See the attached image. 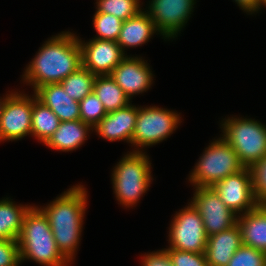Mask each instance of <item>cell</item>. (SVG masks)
<instances>
[{
	"instance_id": "6da1fadb",
	"label": "cell",
	"mask_w": 266,
	"mask_h": 266,
	"mask_svg": "<svg viewBox=\"0 0 266 266\" xmlns=\"http://www.w3.org/2000/svg\"><path fill=\"white\" fill-rule=\"evenodd\" d=\"M82 66L79 39L70 31L48 39L24 72L23 79L34 91L47 84L60 83Z\"/></svg>"
},
{
	"instance_id": "7a4b0ae2",
	"label": "cell",
	"mask_w": 266,
	"mask_h": 266,
	"mask_svg": "<svg viewBox=\"0 0 266 266\" xmlns=\"http://www.w3.org/2000/svg\"><path fill=\"white\" fill-rule=\"evenodd\" d=\"M87 191L76 185L41 208L46 215L58 250L69 261L74 259L82 232Z\"/></svg>"
},
{
	"instance_id": "3957f363",
	"label": "cell",
	"mask_w": 266,
	"mask_h": 266,
	"mask_svg": "<svg viewBox=\"0 0 266 266\" xmlns=\"http://www.w3.org/2000/svg\"><path fill=\"white\" fill-rule=\"evenodd\" d=\"M20 260H34L44 266H68L58 250L49 221L37 206H31L23 220L18 238Z\"/></svg>"
},
{
	"instance_id": "277c9868",
	"label": "cell",
	"mask_w": 266,
	"mask_h": 266,
	"mask_svg": "<svg viewBox=\"0 0 266 266\" xmlns=\"http://www.w3.org/2000/svg\"><path fill=\"white\" fill-rule=\"evenodd\" d=\"M148 157L137 148L126 154L115 166L112 183L116 199L121 205L133 206L150 186L153 178Z\"/></svg>"
},
{
	"instance_id": "5b68a950",
	"label": "cell",
	"mask_w": 266,
	"mask_h": 266,
	"mask_svg": "<svg viewBox=\"0 0 266 266\" xmlns=\"http://www.w3.org/2000/svg\"><path fill=\"white\" fill-rule=\"evenodd\" d=\"M194 167L189 181L195 187H212L218 181L245 168L223 137L213 141L205 149Z\"/></svg>"
},
{
	"instance_id": "8992f818",
	"label": "cell",
	"mask_w": 266,
	"mask_h": 266,
	"mask_svg": "<svg viewBox=\"0 0 266 266\" xmlns=\"http://www.w3.org/2000/svg\"><path fill=\"white\" fill-rule=\"evenodd\" d=\"M222 121L223 138L236 152L244 167H251L266 156V125L261 122L235 118Z\"/></svg>"
},
{
	"instance_id": "52a82bcc",
	"label": "cell",
	"mask_w": 266,
	"mask_h": 266,
	"mask_svg": "<svg viewBox=\"0 0 266 266\" xmlns=\"http://www.w3.org/2000/svg\"><path fill=\"white\" fill-rule=\"evenodd\" d=\"M179 115L157 106L139 107L132 137L133 146L142 149L168 138L181 123Z\"/></svg>"
},
{
	"instance_id": "ba28073f",
	"label": "cell",
	"mask_w": 266,
	"mask_h": 266,
	"mask_svg": "<svg viewBox=\"0 0 266 266\" xmlns=\"http://www.w3.org/2000/svg\"><path fill=\"white\" fill-rule=\"evenodd\" d=\"M171 222L167 249L205 253L207 235L202 217L192 203L176 213Z\"/></svg>"
},
{
	"instance_id": "9c48e42d",
	"label": "cell",
	"mask_w": 266,
	"mask_h": 266,
	"mask_svg": "<svg viewBox=\"0 0 266 266\" xmlns=\"http://www.w3.org/2000/svg\"><path fill=\"white\" fill-rule=\"evenodd\" d=\"M33 97L23 93L7 94L0 115V141L19 140L31 135Z\"/></svg>"
},
{
	"instance_id": "30bf717a",
	"label": "cell",
	"mask_w": 266,
	"mask_h": 266,
	"mask_svg": "<svg viewBox=\"0 0 266 266\" xmlns=\"http://www.w3.org/2000/svg\"><path fill=\"white\" fill-rule=\"evenodd\" d=\"M192 205L202 217L207 237L237 223V214L228 208L212 187H195Z\"/></svg>"
},
{
	"instance_id": "8fae6325",
	"label": "cell",
	"mask_w": 266,
	"mask_h": 266,
	"mask_svg": "<svg viewBox=\"0 0 266 266\" xmlns=\"http://www.w3.org/2000/svg\"><path fill=\"white\" fill-rule=\"evenodd\" d=\"M212 188L222 202L236 214L241 215V212L254 210L259 205L254 196L249 167L218 181Z\"/></svg>"
},
{
	"instance_id": "7c38bea8",
	"label": "cell",
	"mask_w": 266,
	"mask_h": 266,
	"mask_svg": "<svg viewBox=\"0 0 266 266\" xmlns=\"http://www.w3.org/2000/svg\"><path fill=\"white\" fill-rule=\"evenodd\" d=\"M195 0H152L146 10L164 39L177 37L187 23Z\"/></svg>"
},
{
	"instance_id": "4fadbf2b",
	"label": "cell",
	"mask_w": 266,
	"mask_h": 266,
	"mask_svg": "<svg viewBox=\"0 0 266 266\" xmlns=\"http://www.w3.org/2000/svg\"><path fill=\"white\" fill-rule=\"evenodd\" d=\"M79 44L82 66L96 76L110 75L126 57L116 41L90 39L85 43L79 39Z\"/></svg>"
},
{
	"instance_id": "5bb4252c",
	"label": "cell",
	"mask_w": 266,
	"mask_h": 266,
	"mask_svg": "<svg viewBox=\"0 0 266 266\" xmlns=\"http://www.w3.org/2000/svg\"><path fill=\"white\" fill-rule=\"evenodd\" d=\"M110 76L129 99L135 94L146 92L153 81V74L148 63L138 57L126 56L112 70Z\"/></svg>"
},
{
	"instance_id": "9a60e30c",
	"label": "cell",
	"mask_w": 266,
	"mask_h": 266,
	"mask_svg": "<svg viewBox=\"0 0 266 266\" xmlns=\"http://www.w3.org/2000/svg\"><path fill=\"white\" fill-rule=\"evenodd\" d=\"M131 104L116 111L107 112L102 120L93 127V130L100 137L111 142L125 140L132 144L138 107Z\"/></svg>"
},
{
	"instance_id": "2e32d148",
	"label": "cell",
	"mask_w": 266,
	"mask_h": 266,
	"mask_svg": "<svg viewBox=\"0 0 266 266\" xmlns=\"http://www.w3.org/2000/svg\"><path fill=\"white\" fill-rule=\"evenodd\" d=\"M241 245V230L237 223L227 230L207 237L205 257L208 265L227 266Z\"/></svg>"
},
{
	"instance_id": "e0dca14e",
	"label": "cell",
	"mask_w": 266,
	"mask_h": 266,
	"mask_svg": "<svg viewBox=\"0 0 266 266\" xmlns=\"http://www.w3.org/2000/svg\"><path fill=\"white\" fill-rule=\"evenodd\" d=\"M34 94L58 116L61 122L80 119L79 101L68 96L60 83L40 86Z\"/></svg>"
},
{
	"instance_id": "ac0fdd59",
	"label": "cell",
	"mask_w": 266,
	"mask_h": 266,
	"mask_svg": "<svg viewBox=\"0 0 266 266\" xmlns=\"http://www.w3.org/2000/svg\"><path fill=\"white\" fill-rule=\"evenodd\" d=\"M242 244L266 253V205L237 216Z\"/></svg>"
},
{
	"instance_id": "d6986e66",
	"label": "cell",
	"mask_w": 266,
	"mask_h": 266,
	"mask_svg": "<svg viewBox=\"0 0 266 266\" xmlns=\"http://www.w3.org/2000/svg\"><path fill=\"white\" fill-rule=\"evenodd\" d=\"M156 31L158 32L149 13L140 11L134 17L123 21L116 42L124 52L125 47H138L145 44Z\"/></svg>"
},
{
	"instance_id": "ffe728a7",
	"label": "cell",
	"mask_w": 266,
	"mask_h": 266,
	"mask_svg": "<svg viewBox=\"0 0 266 266\" xmlns=\"http://www.w3.org/2000/svg\"><path fill=\"white\" fill-rule=\"evenodd\" d=\"M93 128L81 119L60 122L58 129L45 143L46 146L59 151H72L87 140L88 131Z\"/></svg>"
},
{
	"instance_id": "44dd1931",
	"label": "cell",
	"mask_w": 266,
	"mask_h": 266,
	"mask_svg": "<svg viewBox=\"0 0 266 266\" xmlns=\"http://www.w3.org/2000/svg\"><path fill=\"white\" fill-rule=\"evenodd\" d=\"M30 207L16 205L8 198L0 200V240H18Z\"/></svg>"
},
{
	"instance_id": "7402d4cb",
	"label": "cell",
	"mask_w": 266,
	"mask_h": 266,
	"mask_svg": "<svg viewBox=\"0 0 266 266\" xmlns=\"http://www.w3.org/2000/svg\"><path fill=\"white\" fill-rule=\"evenodd\" d=\"M93 92L103 103L106 112L116 111L130 103V99L110 75L96 76Z\"/></svg>"
},
{
	"instance_id": "603a6c76",
	"label": "cell",
	"mask_w": 266,
	"mask_h": 266,
	"mask_svg": "<svg viewBox=\"0 0 266 266\" xmlns=\"http://www.w3.org/2000/svg\"><path fill=\"white\" fill-rule=\"evenodd\" d=\"M60 122L58 116L49 107L40 102L34 94L31 135L45 144L58 129Z\"/></svg>"
},
{
	"instance_id": "cb8c5ba5",
	"label": "cell",
	"mask_w": 266,
	"mask_h": 266,
	"mask_svg": "<svg viewBox=\"0 0 266 266\" xmlns=\"http://www.w3.org/2000/svg\"><path fill=\"white\" fill-rule=\"evenodd\" d=\"M95 78L96 75L81 66L63 79L60 84L68 96L80 102L88 94L93 92Z\"/></svg>"
},
{
	"instance_id": "d4e9b609",
	"label": "cell",
	"mask_w": 266,
	"mask_h": 266,
	"mask_svg": "<svg viewBox=\"0 0 266 266\" xmlns=\"http://www.w3.org/2000/svg\"><path fill=\"white\" fill-rule=\"evenodd\" d=\"M139 2L140 0H97L96 12L111 14L126 21L142 11Z\"/></svg>"
},
{
	"instance_id": "484cf974",
	"label": "cell",
	"mask_w": 266,
	"mask_h": 266,
	"mask_svg": "<svg viewBox=\"0 0 266 266\" xmlns=\"http://www.w3.org/2000/svg\"><path fill=\"white\" fill-rule=\"evenodd\" d=\"M93 24L98 33L94 39L116 41L123 21L114 15L96 12L93 17Z\"/></svg>"
},
{
	"instance_id": "4316f807",
	"label": "cell",
	"mask_w": 266,
	"mask_h": 266,
	"mask_svg": "<svg viewBox=\"0 0 266 266\" xmlns=\"http://www.w3.org/2000/svg\"><path fill=\"white\" fill-rule=\"evenodd\" d=\"M80 119L92 128L107 114L103 103L94 92L79 102Z\"/></svg>"
},
{
	"instance_id": "83f0119b",
	"label": "cell",
	"mask_w": 266,
	"mask_h": 266,
	"mask_svg": "<svg viewBox=\"0 0 266 266\" xmlns=\"http://www.w3.org/2000/svg\"><path fill=\"white\" fill-rule=\"evenodd\" d=\"M227 266H266V253L242 244Z\"/></svg>"
},
{
	"instance_id": "f1b7e54d",
	"label": "cell",
	"mask_w": 266,
	"mask_h": 266,
	"mask_svg": "<svg viewBox=\"0 0 266 266\" xmlns=\"http://www.w3.org/2000/svg\"><path fill=\"white\" fill-rule=\"evenodd\" d=\"M254 196L259 205H266V156L250 167Z\"/></svg>"
},
{
	"instance_id": "f546056e",
	"label": "cell",
	"mask_w": 266,
	"mask_h": 266,
	"mask_svg": "<svg viewBox=\"0 0 266 266\" xmlns=\"http://www.w3.org/2000/svg\"><path fill=\"white\" fill-rule=\"evenodd\" d=\"M173 266H209L205 253L165 249Z\"/></svg>"
},
{
	"instance_id": "4dcf8cb0",
	"label": "cell",
	"mask_w": 266,
	"mask_h": 266,
	"mask_svg": "<svg viewBox=\"0 0 266 266\" xmlns=\"http://www.w3.org/2000/svg\"><path fill=\"white\" fill-rule=\"evenodd\" d=\"M20 263L18 240H0V266H18Z\"/></svg>"
},
{
	"instance_id": "1f68e13d",
	"label": "cell",
	"mask_w": 266,
	"mask_h": 266,
	"mask_svg": "<svg viewBox=\"0 0 266 266\" xmlns=\"http://www.w3.org/2000/svg\"><path fill=\"white\" fill-rule=\"evenodd\" d=\"M142 266H173L166 250H158L145 254L142 258Z\"/></svg>"
},
{
	"instance_id": "d6a6232c",
	"label": "cell",
	"mask_w": 266,
	"mask_h": 266,
	"mask_svg": "<svg viewBox=\"0 0 266 266\" xmlns=\"http://www.w3.org/2000/svg\"><path fill=\"white\" fill-rule=\"evenodd\" d=\"M262 0H235L239 7L250 14L257 12L261 8Z\"/></svg>"
},
{
	"instance_id": "836d02e7",
	"label": "cell",
	"mask_w": 266,
	"mask_h": 266,
	"mask_svg": "<svg viewBox=\"0 0 266 266\" xmlns=\"http://www.w3.org/2000/svg\"><path fill=\"white\" fill-rule=\"evenodd\" d=\"M5 98L6 97L0 99V115H1V111H2V107H3V104H4Z\"/></svg>"
},
{
	"instance_id": "e575fe53",
	"label": "cell",
	"mask_w": 266,
	"mask_h": 266,
	"mask_svg": "<svg viewBox=\"0 0 266 266\" xmlns=\"http://www.w3.org/2000/svg\"><path fill=\"white\" fill-rule=\"evenodd\" d=\"M264 5L266 6V0H262L261 1V7L264 6Z\"/></svg>"
}]
</instances>
